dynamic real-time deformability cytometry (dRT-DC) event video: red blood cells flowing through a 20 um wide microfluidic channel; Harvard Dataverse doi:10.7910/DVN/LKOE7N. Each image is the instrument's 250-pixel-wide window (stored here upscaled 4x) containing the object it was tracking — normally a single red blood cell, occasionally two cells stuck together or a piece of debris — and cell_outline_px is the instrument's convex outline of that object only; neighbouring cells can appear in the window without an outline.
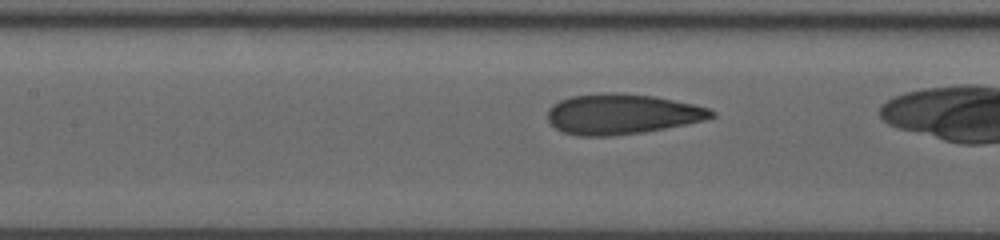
{"species": "human", "species_latin": "Homo sapiens", "temperature_condition": "room temperature", "stored_images_in_passage": 27, "camera_frame_rate_fps": 3000, "um_per_image_px": 0.085, "donor": {"sex": "male"}, "frame": {"image": 1, "passage_image": 14, "time_ms": 5.0, "image_size_px": [1000, 240], "cell_outline_px": [[716, 116], [704, 120], [664, 128], [640, 132], [608, 136], [580, 136], [564, 132], [556, 128], [548, 120], [548, 108], [552, 104], [560, 100], [572, 96], [600, 92], [620, 92], [656, 96], [692, 104], [708, 108], [716, 112]], "centroid_in_image_um": [52.84, 9.67], "position_along_channel_um": 154.6, "area_um2": 38.44}}